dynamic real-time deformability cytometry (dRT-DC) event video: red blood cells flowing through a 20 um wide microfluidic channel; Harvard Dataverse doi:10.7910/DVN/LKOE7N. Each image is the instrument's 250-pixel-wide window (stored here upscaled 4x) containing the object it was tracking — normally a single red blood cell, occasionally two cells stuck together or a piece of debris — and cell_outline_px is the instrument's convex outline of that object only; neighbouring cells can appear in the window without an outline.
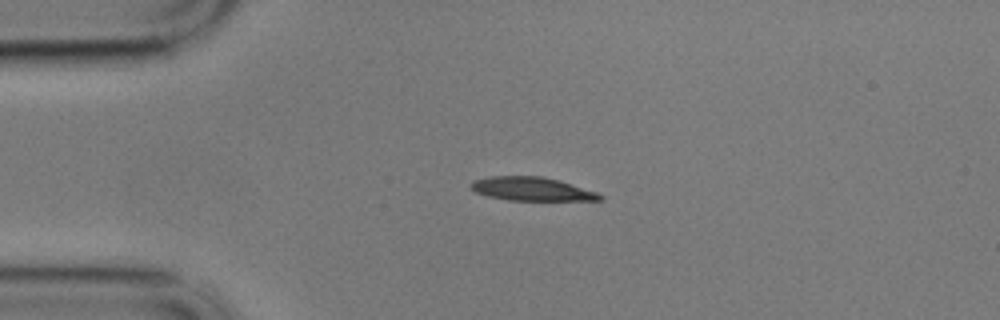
{"species": "common noctule bat (a hibernating species)", "species_latin": "Nyctalus noctula", "temperature_condition": "cold", "stored_images_in_passage": 46, "camera_frame_rate_fps": 3000, "um_per_image_px": 0.085, "animal": {"sex": "male", "body_mass_g": 17.9}, "frame": {"image": 1, "passage_image": 1, "time_ms": 0.0, "image_size_px": [1000, 320], "cell_outline_px": [[604, 200], [508, 200], [488, 196], [476, 192], [468, 184], [476, 180], [488, 176], [540, 176], [560, 180], [596, 192], [604, 196]], "centroid_in_image_um": [45.21, 16.06], "position_along_channel_um": 39.8, "area_um2": 17.63}}
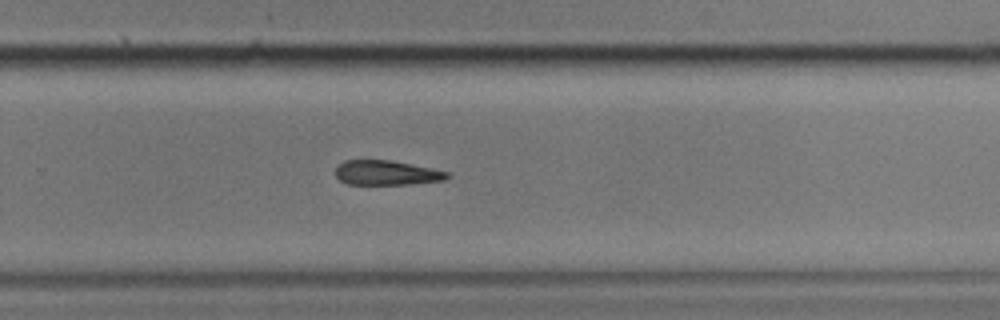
{"frame": {"image": 2, "passage_image": 26, "time_ms": 8.333, "image_size_px": [1000, 320], "cell_outline_px": [[452, 176], [444, 180], [408, 184], [348, 184], [340, 180], [336, 176], [336, 168], [344, 160], [388, 160], [448, 172]], "centroid_in_image_um": [32.83, 14.69], "position_along_channel_um": 297.0, "area_um2": 15.72}}
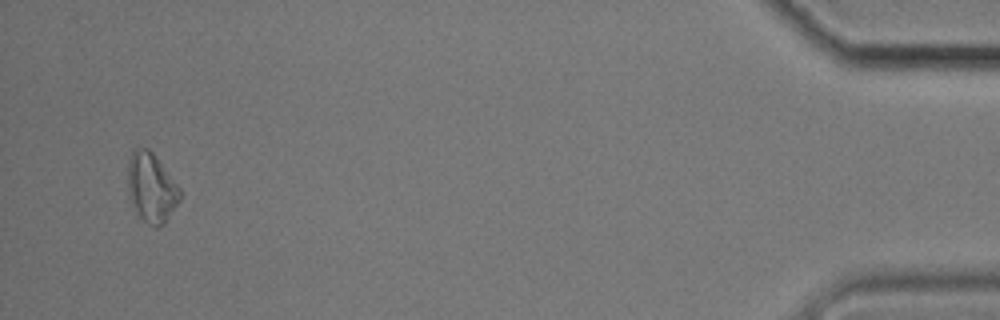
{"frame": {"image": 3, "passage_image": 44, "time_ms": 14.333, "image_size_px": [1000, 320], "cell_outline_px": [[180, 200], [164, 224], [156, 228], [148, 224], [136, 212], [132, 204], [128, 192], [128, 160], [132, 148], [148, 148], [152, 152], [180, 188]], "centroid_in_image_um": [12.85, 15.95], "position_along_channel_um": 422.4, "area_um2": 20.98}, "authors_computed_cell_mechanics": {"area_um2": 18.3515, "velocity_mm_per_s": 3.413, "shape_relaxation_time_tau1_ms": 1.4356, "shape_relaxation_time_tau2_ms": null, "deformation_change_tau1": 0.1108, "deformation_change_tau2": null}}